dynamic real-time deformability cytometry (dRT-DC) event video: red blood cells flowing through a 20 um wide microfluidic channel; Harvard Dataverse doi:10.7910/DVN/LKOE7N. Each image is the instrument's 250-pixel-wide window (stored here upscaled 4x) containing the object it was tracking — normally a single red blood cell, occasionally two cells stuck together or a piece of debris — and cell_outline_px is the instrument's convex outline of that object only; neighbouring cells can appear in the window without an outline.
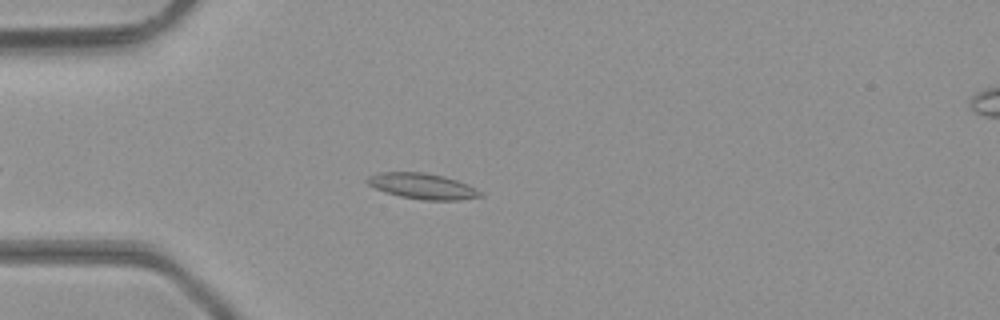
{"species": "common noctule bat (a hibernating species)", "species_latin": "Nyctalus noctula", "temperature_condition": "room temperature", "stored_images_in_passage": 39, "camera_frame_rate_fps": 3000, "um_per_image_px": 0.085, "animal": {"sex": "male", "body_mass_g": 23.1, "forearm_length_mm": 52.7}, "frame": {"image": 1, "passage_image": 10, "time_ms": 3.0, "image_size_px": [1000, 320], "cell_outline_px": [[484, 196], [460, 200], [424, 200], [400, 196], [384, 192], [368, 184], [364, 180], [368, 176], [380, 172], [424, 172], [444, 176], [468, 184], [484, 192]], "centroid_in_image_um": [35.94, 15.82], "position_along_channel_um": 49.1, "area_um2": 17.11}}
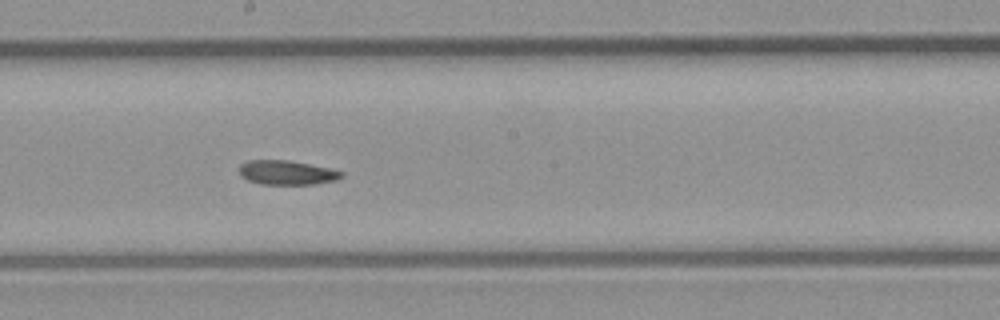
{"frame": {"image": 2, "passage_image": 23, "time_ms": 7.333, "image_size_px": [1000, 320], "cell_outline_px": [[344, 176], [336, 180], [316, 184], [260, 184], [248, 180], [240, 176], [240, 164], [248, 160], [288, 160], [328, 168], [344, 172]], "centroid_in_image_um": [24.37, 14.67], "position_along_channel_um": 223.8, "area_um2": 14.45}}
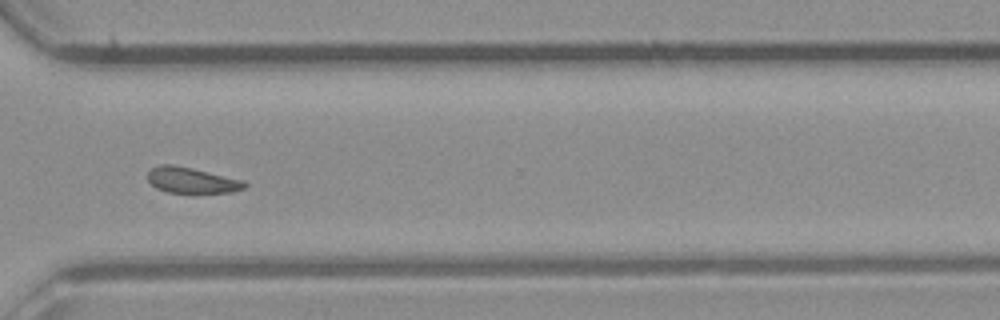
{"frame": {"image": 3, "passage_image": 32, "time_ms": 10.333, "image_size_px": [1000, 320], "cell_outline_px": [[248, 184], [244, 188], [232, 192], [168, 192], [156, 188], [148, 180], [148, 172], [152, 168], [160, 164], [172, 164], [192, 168], [244, 180]], "centroid_in_image_um": [16.3, 15.31], "position_along_channel_um": 354.3, "area_um2": 14.39}}